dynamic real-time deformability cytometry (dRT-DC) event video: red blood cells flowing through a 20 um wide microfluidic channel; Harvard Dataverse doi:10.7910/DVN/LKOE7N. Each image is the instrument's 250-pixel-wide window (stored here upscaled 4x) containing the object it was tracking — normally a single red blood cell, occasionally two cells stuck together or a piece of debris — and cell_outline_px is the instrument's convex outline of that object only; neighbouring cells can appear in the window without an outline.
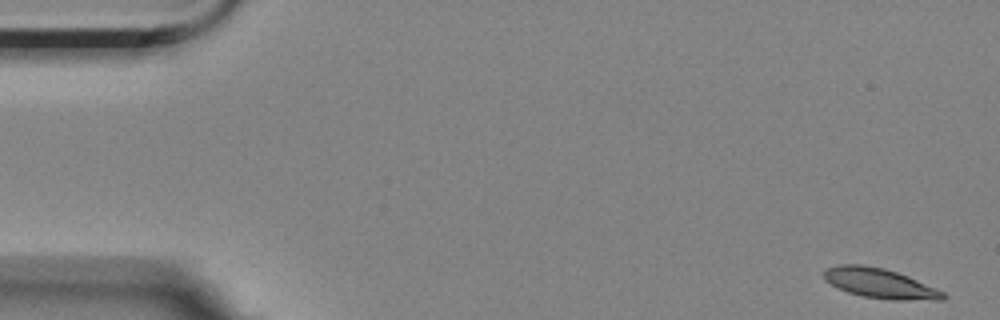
{"species": "Egyptian fruit bat (a non-hibernating species)", "species_latin": "Rousettus aegyptiacus", "temperature_condition": "room temperature", "stored_images_in_passage": 5, "camera_frame_rate_fps": 3000, "um_per_image_px": 0.085, "animal": {"sex": "female"}, "frame": {"image": 1, "passage_image": 1, "time_ms": 0.0, "image_size_px": [1000, 320], "cell_outline_px": [[948, 296], [944, 300], [892, 300], [864, 296], [848, 292], [836, 288], [824, 280], [824, 272], [828, 268], [840, 264], [860, 264], [884, 268], [908, 276], [936, 288], [944, 292]], "centroid_in_image_um": [74.8, 24.09], "position_along_channel_um": 10.2, "area_um2": 20.75}}
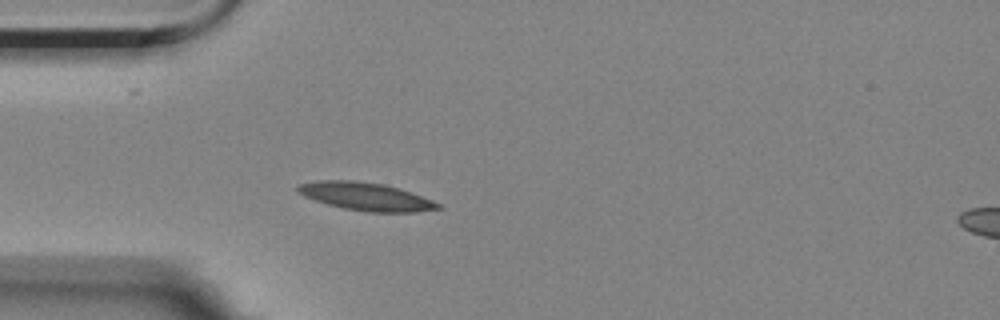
{"frame": {"image": 2, "passage_image": 5, "time_ms": 4.667, "image_size_px": [1000, 320], "cell_outline_px": [[444, 208], [416, 212], [368, 212], [344, 208], [328, 204], [304, 196], [296, 192], [296, 188], [300, 184], [316, 180], [352, 180], [384, 184], [400, 188], [444, 204]], "centroid_in_image_um": [31.15, 16.7], "position_along_channel_um": 53.8, "area_um2": 23.0}}